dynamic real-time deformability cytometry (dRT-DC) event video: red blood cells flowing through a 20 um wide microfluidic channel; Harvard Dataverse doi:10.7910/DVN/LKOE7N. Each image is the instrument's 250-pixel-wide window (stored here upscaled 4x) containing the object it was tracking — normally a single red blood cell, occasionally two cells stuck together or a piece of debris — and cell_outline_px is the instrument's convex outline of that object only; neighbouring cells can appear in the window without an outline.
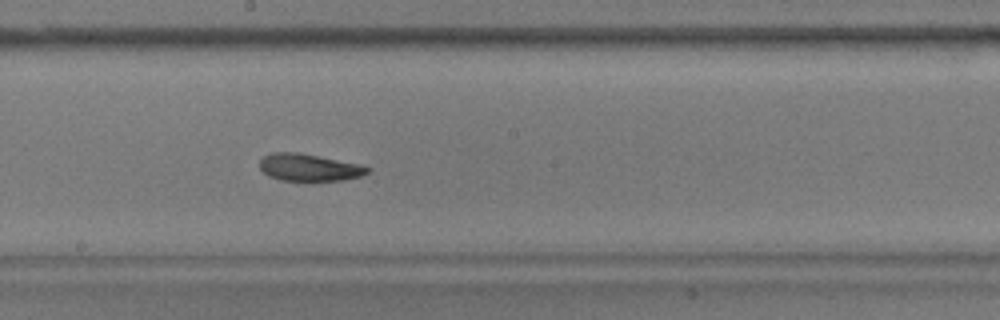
{"species": "common noctule bat (a hibernating species)", "species_latin": "Nyctalus noctula", "temperature_condition": "warm", "stored_images_in_passage": 40, "camera_frame_rate_fps": 3000, "um_per_image_px": 0.085, "animal": {"sex": "male", "body_mass_g": 17.9}, "frame": {"image": 1, "passage_image": 14, "time_ms": 4.333, "image_size_px": [1000, 320], "cell_outline_px": [[372, 168], [368, 172], [360, 176], [344, 180], [280, 180], [268, 176], [260, 168], [260, 160], [264, 156], [272, 152], [296, 152], [356, 164]], "centroid_in_image_um": [26.22, 14.24], "position_along_channel_um": 222.0, "area_um2": 16.65}}
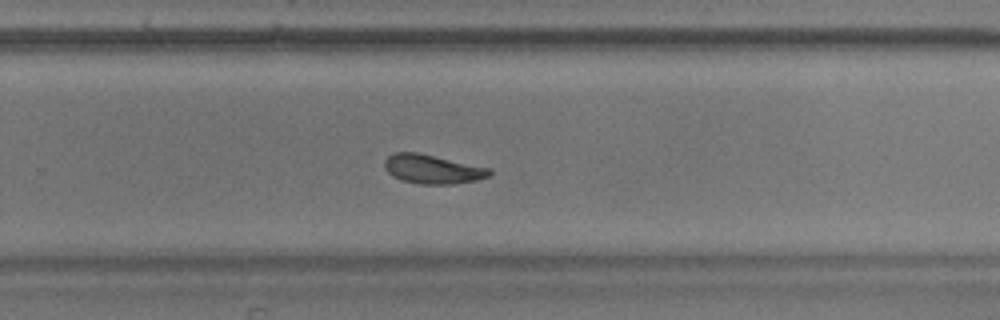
{"frame": {"image": 2, "passage_image": 20, "time_ms": 6.333, "image_size_px": [1000, 320], "cell_outline_px": [[492, 172], [488, 176], [476, 180], [452, 184], [420, 184], [400, 180], [392, 176], [384, 168], [384, 160], [388, 156], [396, 152], [416, 152], [488, 168]], "centroid_in_image_um": [36.69, 14.38], "position_along_channel_um": 293.1, "area_um2": 17.51}}
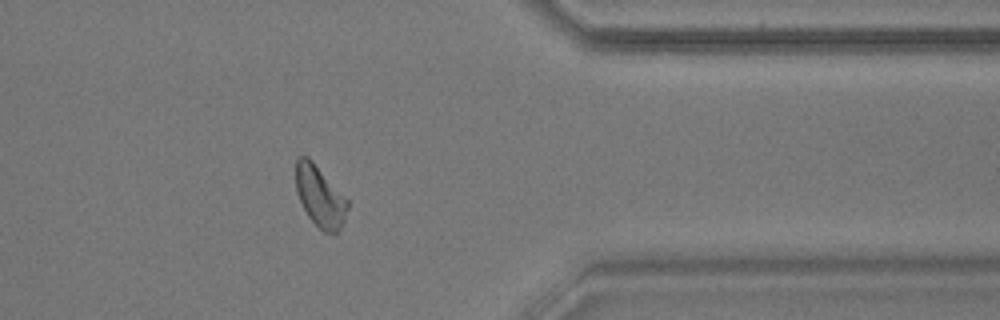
{"frame": {"image": 3, "passage_image": 29, "time_ms": 9.333, "image_size_px": [1000, 320], "cell_outline_px": [[348, 208], [344, 224], [336, 232], [324, 232], [308, 216], [296, 192], [296, 160], [300, 156], [308, 156], [312, 160], [348, 200]], "centroid_in_image_um": [27.2, 16.68], "position_along_channel_um": 384.2, "area_um2": 18.15}, "authors_computed_cell_mechanics": {"area_um2": 17.9469, "velocity_mm_per_s": 3.571, "shape_relaxation_time_tau1_ms": 3.9735, "shape_relaxation_time_tau2_ms": 4.3694, "deformation_change_tau1": 0.1261, "deformation_change_tau2": 0.1114}}